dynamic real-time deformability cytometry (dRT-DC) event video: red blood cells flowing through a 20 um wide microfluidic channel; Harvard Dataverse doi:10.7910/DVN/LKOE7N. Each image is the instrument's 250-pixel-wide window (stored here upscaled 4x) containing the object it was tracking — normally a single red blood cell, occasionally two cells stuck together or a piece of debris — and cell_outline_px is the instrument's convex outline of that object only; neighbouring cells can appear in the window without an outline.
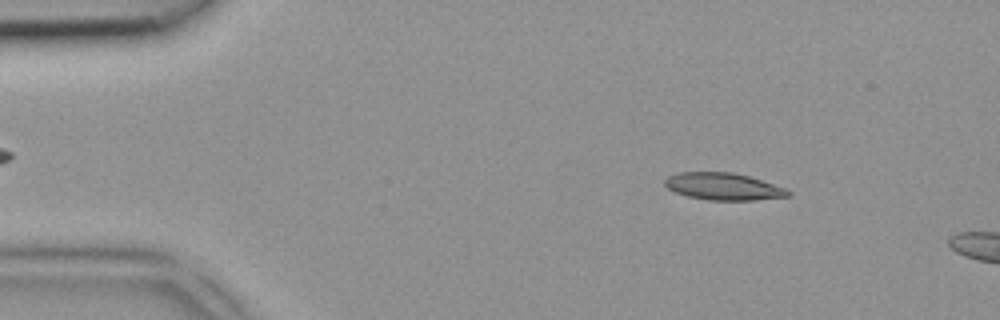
{"species": "common noctule bat (a hibernating species)", "species_latin": "Nyctalus noctula", "temperature_condition": "room temperature", "stored_images_in_passage": 2, "camera_frame_rate_fps": 3000, "um_per_image_px": 0.085, "animal": {"sex": "female", "body_mass_g": 18.4}, "frame": {"image": 1, "passage_image": 1, "time_ms": 0.0, "image_size_px": [1000, 320], "cell_outline_px": [[792, 196], [756, 200], [708, 200], [688, 196], [676, 192], [668, 188], [664, 184], [664, 180], [668, 176], [676, 172], [732, 172], [748, 176], [784, 188], [792, 192]], "centroid_in_image_um": [61.48, 15.85], "position_along_channel_um": 23.5, "area_um2": 19.42}}